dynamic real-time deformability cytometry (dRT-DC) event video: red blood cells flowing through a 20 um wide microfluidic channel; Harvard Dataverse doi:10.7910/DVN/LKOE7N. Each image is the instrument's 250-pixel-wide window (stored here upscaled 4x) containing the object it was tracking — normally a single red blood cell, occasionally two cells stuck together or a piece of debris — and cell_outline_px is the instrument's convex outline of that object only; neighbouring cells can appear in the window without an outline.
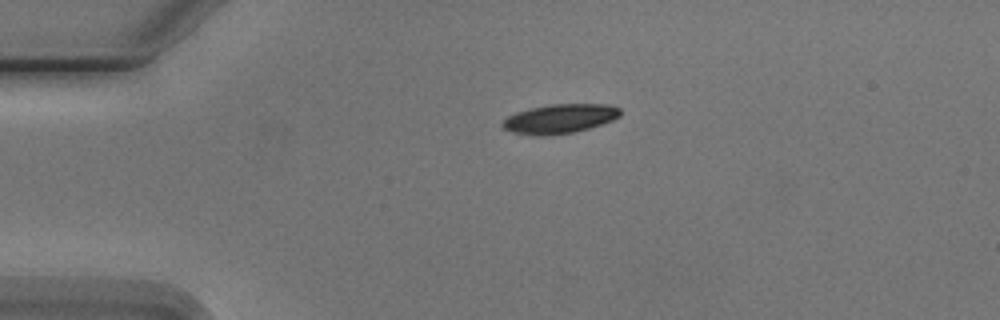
{"species": "Egyptian fruit bat (a non-hibernating species)", "species_latin": "Rousettus aegyptiacus", "temperature_condition": "cold", "stored_images_in_passage": 2, "camera_frame_rate_fps": 3000, "um_per_image_px": 0.085, "animal": {"sex": "male"}, "frame": {"image": 1, "passage_image": 1, "time_ms": 0.0, "image_size_px": [1000, 320], "cell_outline_px": [[620, 116], [612, 120], [576, 132], [544, 136], [536, 136], [512, 132], [504, 128], [500, 124], [508, 116], [516, 112], [532, 108], [552, 104], [608, 104], [620, 108]], "centroid_in_image_um": [47.57, 10.1], "position_along_channel_um": 37.4, "area_um2": 20.0}}